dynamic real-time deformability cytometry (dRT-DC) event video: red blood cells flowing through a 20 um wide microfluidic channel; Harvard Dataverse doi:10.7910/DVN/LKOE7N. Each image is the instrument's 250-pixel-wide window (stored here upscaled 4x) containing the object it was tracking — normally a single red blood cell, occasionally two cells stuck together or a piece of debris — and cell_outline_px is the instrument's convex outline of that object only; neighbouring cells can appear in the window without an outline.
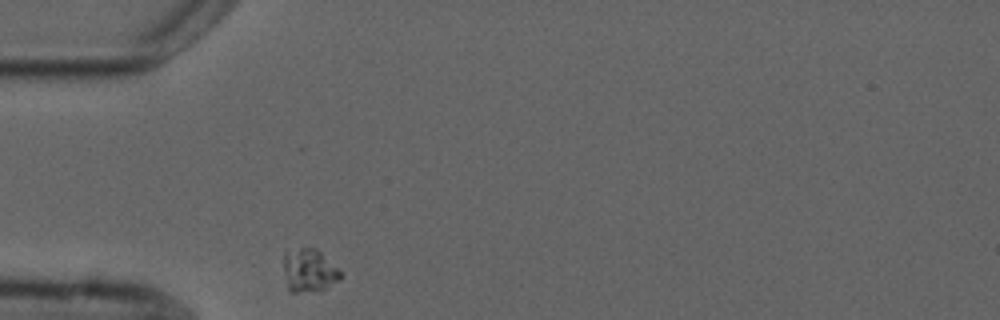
{"species": "common noctule bat (a hibernating species)", "species_latin": "Nyctalus noctula", "temperature_condition": "cold", "stored_images_in_passage": 1, "camera_frame_rate_fps": 3000, "um_per_image_px": 0.085, "animal": {"sex": "male", "forearm_length_mm": 52.5}, "frame": {"image": 1, "passage_image": 1, "time_ms": 0.0, "image_size_px": [1000, 320], "cell_outline_px": [[344, 276], [340, 280], [328, 288], [296, 292], [288, 292], [284, 268], [284, 252], [300, 248], [316, 248]], "centroid_in_image_um": [26.27, 23.0], "position_along_channel_um": 58.7, "area_um2": 14.1}}